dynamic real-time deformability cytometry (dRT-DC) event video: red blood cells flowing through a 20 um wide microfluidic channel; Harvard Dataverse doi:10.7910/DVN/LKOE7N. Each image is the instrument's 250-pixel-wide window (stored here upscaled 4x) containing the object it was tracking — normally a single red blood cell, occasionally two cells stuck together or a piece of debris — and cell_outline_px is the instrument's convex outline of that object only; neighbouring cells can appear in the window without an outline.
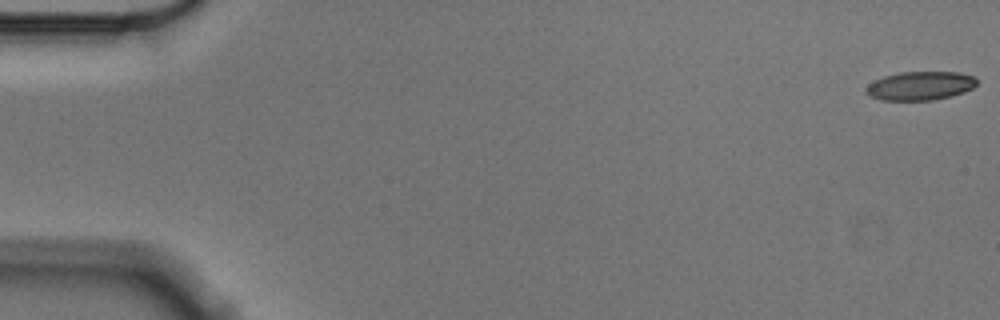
{"species": "Egyptian fruit bat (a non-hibernating species)", "species_latin": "Rousettus aegyptiacus", "temperature_condition": "cold", "stored_images_in_passage": 57, "camera_frame_rate_fps": 3000, "um_per_image_px": 0.085, "animal": {"sex": "male"}, "frame": {"image": 1, "passage_image": 1, "time_ms": 0.0, "image_size_px": [1000, 320], "cell_outline_px": [[976, 84], [972, 88], [964, 92], [952, 96], [932, 100], [880, 100], [864, 92], [864, 88], [868, 84], [884, 76], [900, 72], [960, 72], [976, 76]], "centroid_in_image_um": [78.22, 7.29], "position_along_channel_um": 6.8, "area_um2": 18.61}}
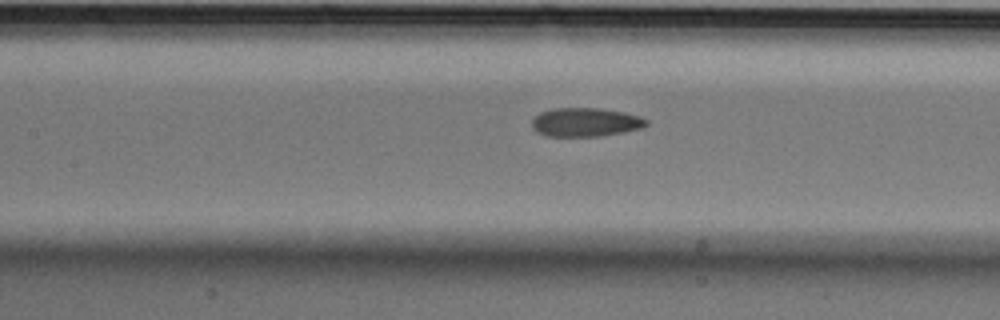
{"frame": {"image": 2, "passage_image": 26, "time_ms": 8.333, "image_size_px": [1000, 320], "cell_outline_px": [[648, 124], [644, 128], [624, 132], [600, 136], [544, 136], [536, 132], [532, 128], [532, 120], [540, 112], [552, 108], [600, 108], [624, 112], [640, 116], [648, 120]], "centroid_in_image_um": [49.78, 10.39], "position_along_channel_um": 157.6, "area_um2": 19.42}}
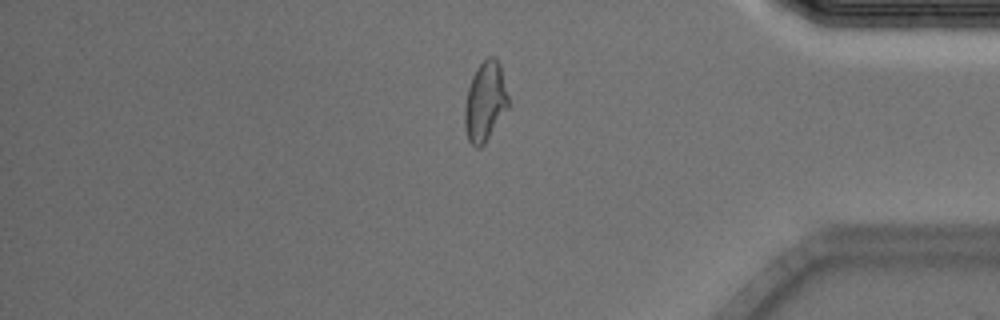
{"frame": {"image": 3, "passage_image": 48, "time_ms": 15.667, "image_size_px": [1000, 320], "cell_outline_px": [[508, 108], [484, 144], [480, 148], [476, 148], [468, 140], [464, 124], [464, 108], [468, 88], [472, 76], [476, 68], [488, 56], [492, 56], [500, 64], [508, 96]], "centroid_in_image_um": [41.22, 8.65], "position_along_channel_um": 394.0, "area_um2": 20.11}, "authors_computed_cell_mechanics": {"area_um2": 19.7098, "velocity_mm_per_s": 3.5596, "shape_relaxation_time_tau1_ms": null, "shape_relaxation_time_tau2_ms": 2.3091, "deformation_change_tau1": null, "deformation_change_tau2": 0.0921}}